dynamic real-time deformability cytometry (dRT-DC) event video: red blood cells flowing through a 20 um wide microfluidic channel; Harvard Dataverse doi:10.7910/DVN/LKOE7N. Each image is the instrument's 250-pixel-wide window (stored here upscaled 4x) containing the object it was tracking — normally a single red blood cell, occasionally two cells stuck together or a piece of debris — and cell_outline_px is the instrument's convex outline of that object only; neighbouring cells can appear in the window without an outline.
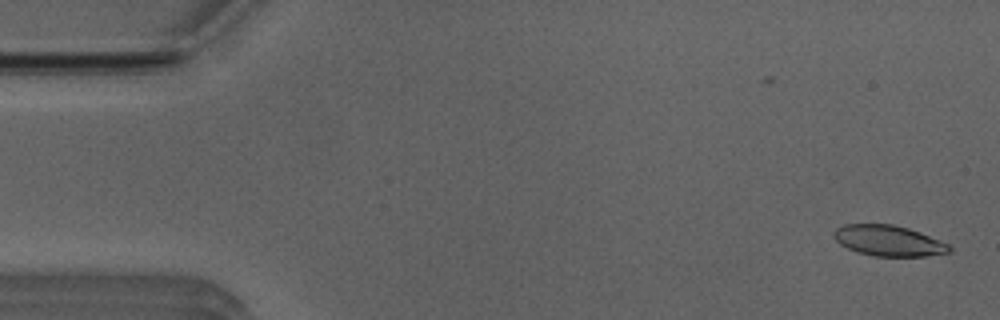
{"species": "Egyptian fruit bat (a non-hibernating species)", "species_latin": "Rousettus aegyptiacus", "temperature_condition": "room temperature", "stored_images_in_passage": 52, "camera_frame_rate_fps": 3000, "um_per_image_px": 0.085, "animal": {"sex": "male"}, "frame": {"image": 1, "passage_image": 2, "time_ms": 0.333, "image_size_px": [1000, 320], "cell_outline_px": [[952, 248], [948, 252], [924, 256], [872, 256], [856, 252], [840, 244], [832, 236], [836, 228], [844, 224], [892, 224], [908, 228], [920, 232], [940, 240], [948, 244]], "centroid_in_image_um": [75.49, 20.45], "position_along_channel_um": 9.5, "area_um2": 20.63}}
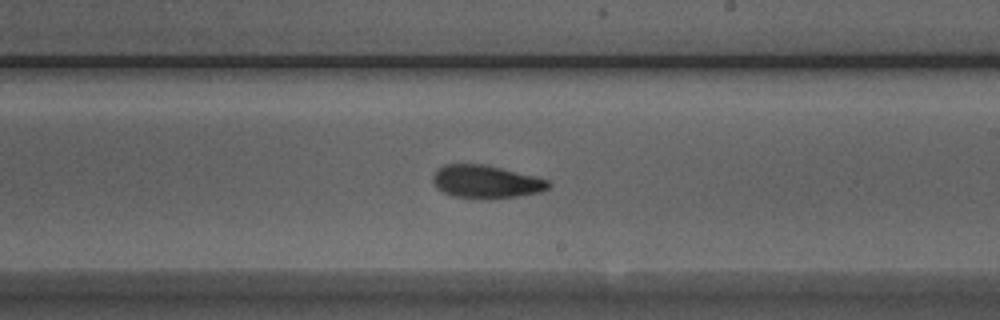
{"frame": {"image": 2, "passage_image": 30, "time_ms": 9.667, "image_size_px": [1000, 320], "cell_outline_px": [[552, 184], [548, 188], [540, 192], [516, 196], [484, 200], [452, 196], [436, 188], [432, 180], [432, 176], [444, 164], [484, 164], [536, 176], [548, 180]], "centroid_in_image_um": [41.31, 15.46], "position_along_channel_um": 247.7, "area_um2": 22.37}}
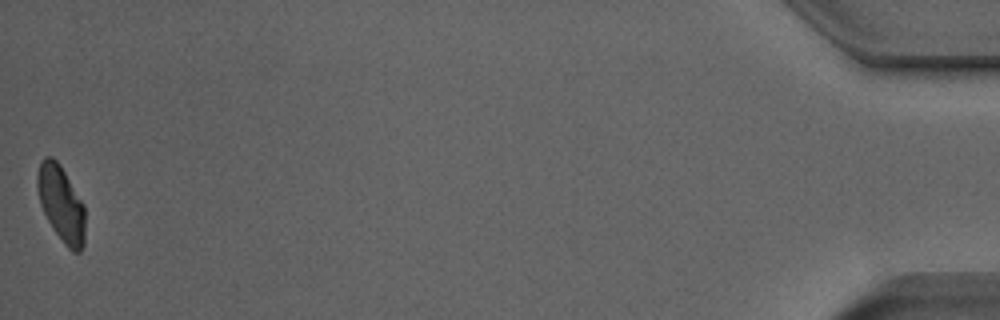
{"frame": {"image": 3, "passage_image": 52, "time_ms": 17.0, "image_size_px": [1000, 320], "cell_outline_px": [[84, 244], [80, 252], [72, 252], [64, 244], [48, 220], [40, 204], [36, 184], [36, 176], [40, 160], [44, 156], [52, 156], [60, 164], [84, 204]], "centroid_in_image_um": [5.18, 17.28], "position_along_channel_um": 430.0, "area_um2": 21.15}, "authors_computed_cell_mechanics": {"area_um2": 21.8484, "velocity_mm_per_s": 3.9051, "shape_relaxation_time_tau1_ms": 4.689, "shape_relaxation_time_tau2_ms": 4.0041, "deformation_change_tau1": 0.1396, "deformation_change_tau2": 0.0887}}